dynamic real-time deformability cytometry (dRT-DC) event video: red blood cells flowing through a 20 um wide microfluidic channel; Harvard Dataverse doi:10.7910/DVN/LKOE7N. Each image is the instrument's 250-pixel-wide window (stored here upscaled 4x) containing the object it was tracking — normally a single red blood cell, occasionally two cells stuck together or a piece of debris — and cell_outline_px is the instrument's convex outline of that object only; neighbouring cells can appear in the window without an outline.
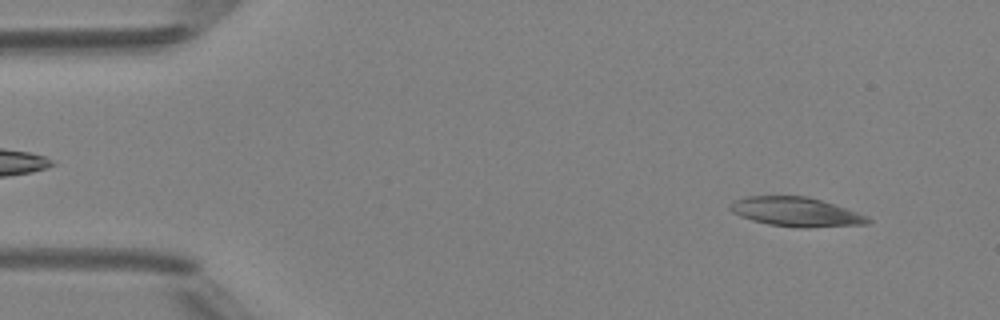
{"species": "Egyptian fruit bat (a non-hibernating species)", "species_latin": "Rousettus aegyptiacus", "temperature_condition": "room temperature", "stored_images_in_passage": 13, "camera_frame_rate_fps": 3000, "um_per_image_px": 0.085, "animal": {"sex": "female"}, "frame": {"image": 1, "passage_image": 4, "time_ms": 1.0, "image_size_px": [1000, 320], "cell_outline_px": [[872, 220], [868, 224], [808, 228], [800, 228], [768, 224], [752, 220], [740, 216], [732, 212], [728, 208], [732, 200], [748, 196], [808, 196], [848, 208], [868, 216]], "centroid_in_image_um": [67.68, 18.01], "position_along_channel_um": 17.3, "area_um2": 23.76}}